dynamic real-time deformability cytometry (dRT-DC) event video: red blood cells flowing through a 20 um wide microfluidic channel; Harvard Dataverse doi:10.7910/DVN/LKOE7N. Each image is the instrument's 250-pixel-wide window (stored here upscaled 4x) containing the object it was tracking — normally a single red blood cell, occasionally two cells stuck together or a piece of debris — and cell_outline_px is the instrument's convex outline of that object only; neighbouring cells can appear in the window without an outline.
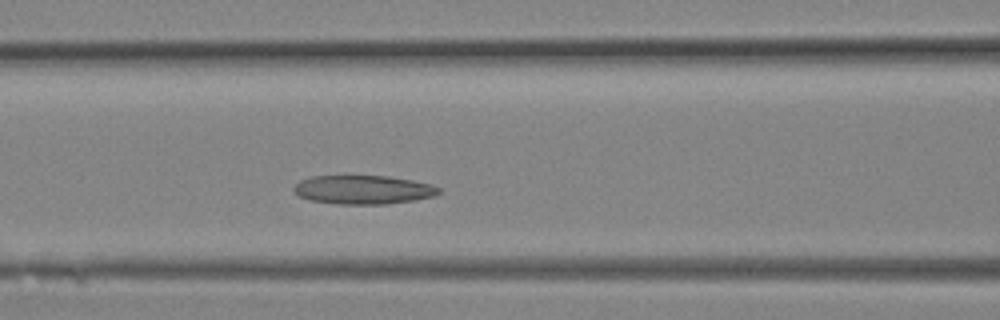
{"species": "Egyptian fruit bat (a non-hibernating species)", "species_latin": "Rousettus aegyptiacus", "temperature_condition": "room temperature", "stored_images_in_passage": 7, "camera_frame_rate_fps": 3000, "um_per_image_px": 0.085, "animal": {"sex": "female"}, "frame": {"image": 1, "passage_image": 7, "time_ms": 2.0, "image_size_px": [1000, 320], "cell_outline_px": [[440, 192], [436, 196], [416, 200], [384, 204], [336, 204], [308, 200], [300, 196], [292, 188], [300, 180], [312, 176], [388, 176], [412, 180], [432, 184], [440, 188]], "centroid_in_image_um": [30.9, 16.13], "position_along_channel_um": 135.7, "area_um2": 24.45}}